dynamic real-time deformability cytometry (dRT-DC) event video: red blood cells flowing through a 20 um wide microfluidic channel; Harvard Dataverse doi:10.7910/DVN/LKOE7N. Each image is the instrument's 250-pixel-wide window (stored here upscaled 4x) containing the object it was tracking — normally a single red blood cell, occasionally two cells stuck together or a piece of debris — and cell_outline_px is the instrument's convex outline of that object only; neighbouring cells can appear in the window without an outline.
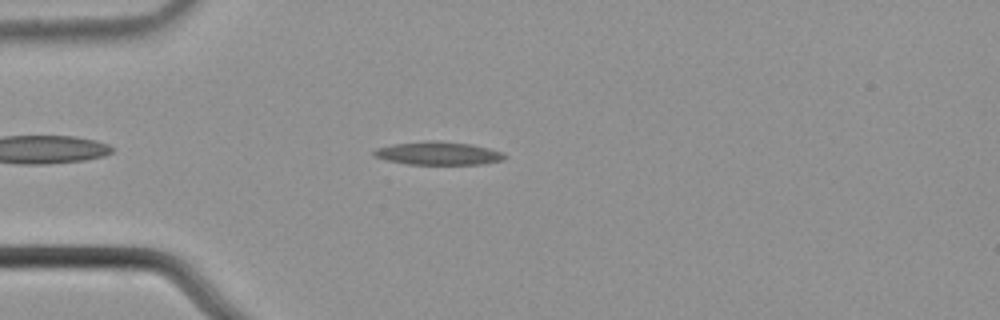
{"species": "common noctule bat (a hibernating species)", "species_latin": "Nyctalus noctula", "temperature_condition": "cold", "stored_images_in_passage": 48, "camera_frame_rate_fps": 3000, "um_per_image_px": 0.085, "animal": {"sex": "male", "body_mass_g": 21.5, "forearm_length_mm": 52.0}, "frame": {"image": 1, "passage_image": 6, "time_ms": 1.667, "image_size_px": [1000, 320], "cell_outline_px": [[508, 156], [504, 160], [484, 164], [408, 164], [388, 160], [376, 156], [372, 152], [376, 148], [392, 144], [436, 140], [472, 144], [504, 152]], "centroid_in_image_um": [37.32, 13.03], "position_along_channel_um": 47.7, "area_um2": 17.63}}
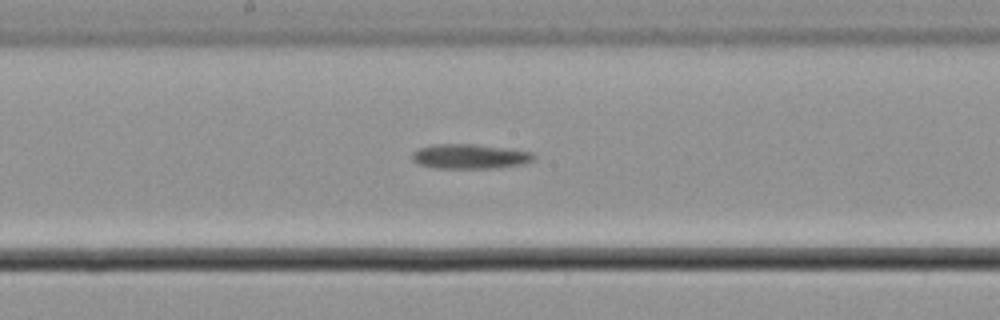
{"frame": {"image": 2, "passage_image": 21, "time_ms": 6.667, "image_size_px": [1000, 320], "cell_outline_px": [[536, 156], [532, 160], [524, 164], [496, 168], [436, 168], [420, 164], [412, 160], [412, 152], [420, 148], [432, 144], [472, 144], [512, 148], [532, 152]], "centroid_in_image_um": [39.97, 13.29], "position_along_channel_um": 208.2, "area_um2": 17.63}}
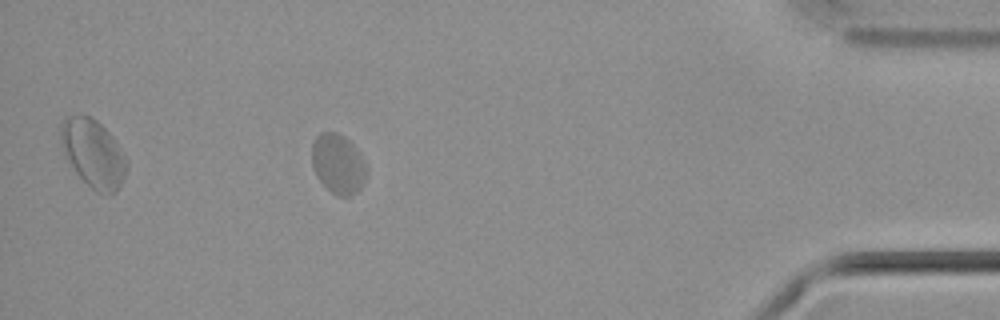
{"frame": {"image": 3, "passage_image": 42, "time_ms": 13.667, "image_size_px": [1000, 320], "cell_outline_px": [[368, 172], [364, 184], [356, 192], [348, 196], [336, 196], [316, 176], [312, 164], [312, 140], [320, 132], [336, 132], [344, 136], [356, 148], [368, 168]], "centroid_in_image_um": [28.74, 13.92], "position_along_channel_um": 406.5, "area_um2": 19.13}, "authors_computed_cell_mechanics": {"area_um2": 17.629, "velocity_mm_per_s": 3.5704, "shape_relaxation_time_tau1_ms": 4.2747, "shape_relaxation_time_tau2_ms": 9.2101, "deformation_change_tau1": 0.0828, "deformation_change_tau2": 0.1119}}